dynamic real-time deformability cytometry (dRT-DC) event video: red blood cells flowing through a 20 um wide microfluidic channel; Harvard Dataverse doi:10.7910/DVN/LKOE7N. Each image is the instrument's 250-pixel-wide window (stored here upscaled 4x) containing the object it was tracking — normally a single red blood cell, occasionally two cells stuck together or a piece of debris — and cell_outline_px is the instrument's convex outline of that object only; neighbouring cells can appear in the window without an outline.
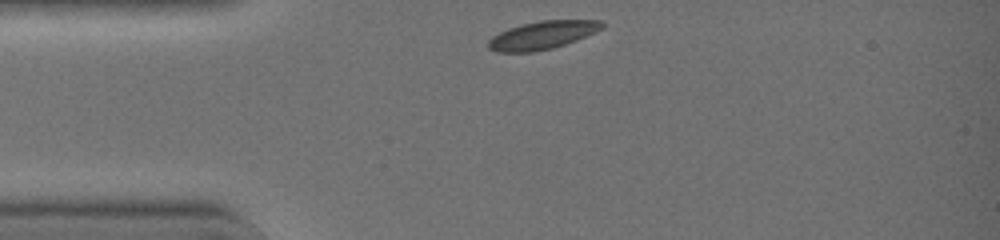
{"species": "common noctule bat (a hibernating species)", "species_latin": "Nyctalus noctula", "temperature_condition": "warm", "stored_images_in_passage": 29, "camera_frame_rate_fps": 3000, "um_per_image_px": 0.085, "animal": {"sex": "female", "body_mass_g": 19.0, "forearm_length_mm": 51.5}, "frame": {"image": 1, "passage_image": 1, "time_ms": 0.0, "image_size_px": [1000, 240], "cell_outline_px": [[604, 28], [596, 32], [576, 40], [552, 48], [532, 52], [496, 52], [488, 48], [488, 40], [492, 36], [508, 28], [520, 24], [540, 20], [600, 20], [604, 24]], "centroid_in_image_um": [46.09, 2.98], "position_along_channel_um": 38.9, "area_um2": 18.67}}
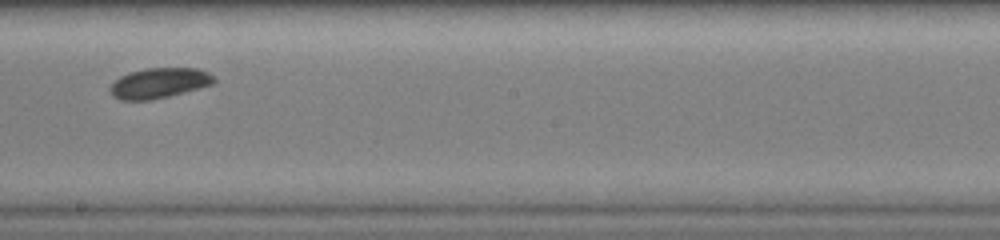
{"frame": {"image": 2, "passage_image": 16, "time_ms": 5.0, "image_size_px": [1000, 240], "cell_outline_px": [[216, 80], [212, 84], [200, 88], [168, 96], [148, 100], [120, 100], [112, 96], [108, 92], [108, 88], [120, 76], [128, 72], [144, 68], [200, 68], [216, 76]], "centroid_in_image_um": [13.52, 7.05], "position_along_channel_um": 234.7, "area_um2": 18.55}}
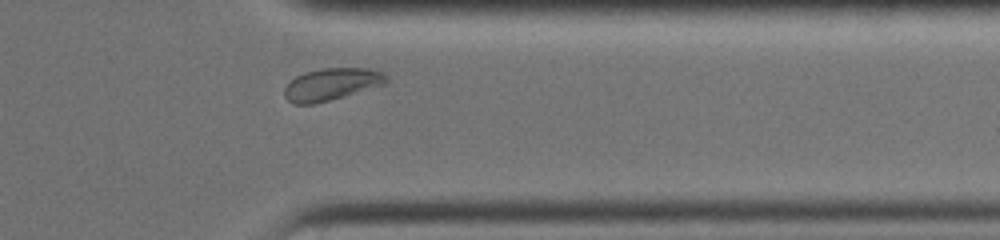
{"frame": {"image": 3, "passage_image": 26, "time_ms": 8.333, "image_size_px": [1000, 240], "cell_outline_px": [[388, 80], [384, 84], [344, 96], [312, 104], [296, 104], [288, 100], [284, 96], [284, 88], [296, 76], [304, 72], [320, 68], [368, 68], [384, 72], [388, 76]], "centroid_in_image_um": [28.19, 7.14], "position_along_channel_um": 383.2, "area_um2": 18.96}, "authors_computed_cell_mechanics": {"area_um2": 18.5538, "velocity_mm_per_s": 4.413, "shape_relaxation_time_tau1_ms": 2.4108, "shape_relaxation_time_tau2_ms": 5.652, "deformation_change_tau1": 0.0927, "deformation_change_tau2": 0.0604}}